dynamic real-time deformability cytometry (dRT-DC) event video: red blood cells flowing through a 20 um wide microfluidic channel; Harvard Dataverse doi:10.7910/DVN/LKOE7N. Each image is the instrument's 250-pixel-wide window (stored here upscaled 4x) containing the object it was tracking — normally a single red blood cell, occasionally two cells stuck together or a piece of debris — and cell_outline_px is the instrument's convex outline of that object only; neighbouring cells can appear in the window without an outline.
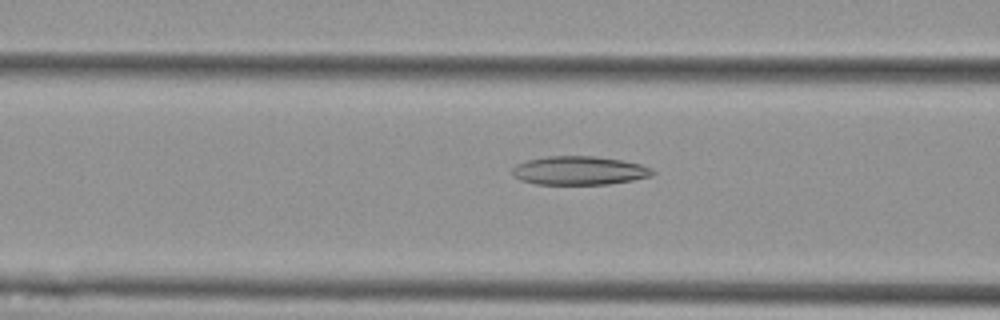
{"species": "Egyptian fruit bat (a non-hibernating species)", "species_latin": "Rousettus aegyptiacus", "temperature_condition": "cold", "stored_images_in_passage": 55, "camera_frame_rate_fps": 3000, "um_per_image_px": 0.085, "animal": {"sex": "female"}, "frame": {"image": 1, "passage_image": 21, "time_ms": 6.667, "image_size_px": [1000, 320], "cell_outline_px": [[656, 172], [652, 176], [632, 180], [608, 184], [536, 184], [520, 180], [512, 176], [512, 168], [516, 164], [528, 160], [548, 156], [596, 156], [620, 160], [640, 164], [652, 168]], "centroid_in_image_um": [49.23, 14.5], "position_along_channel_um": 117.4, "area_um2": 23.47}}
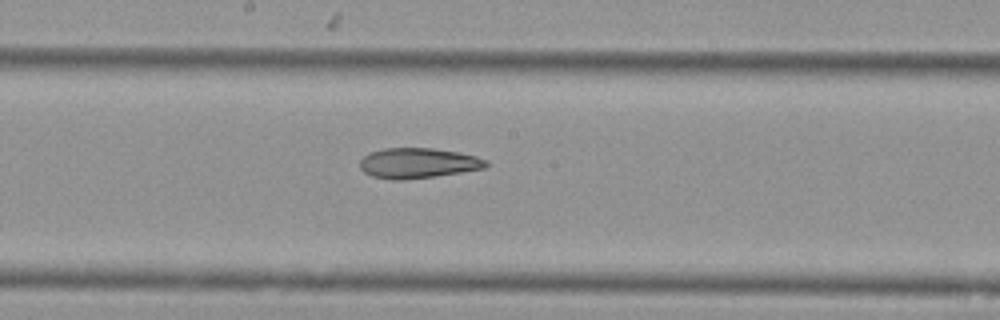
{"frame": {"image": 2, "passage_image": 29, "time_ms": 9.333, "image_size_px": [1000, 320], "cell_outline_px": [[488, 164], [484, 168], [460, 172], [404, 180], [392, 180], [372, 176], [364, 172], [360, 168], [360, 160], [364, 156], [372, 152], [384, 148], [432, 148], [460, 152], [476, 156], [488, 160]], "centroid_in_image_um": [35.53, 13.86], "position_along_channel_um": 212.7, "area_um2": 22.14}}
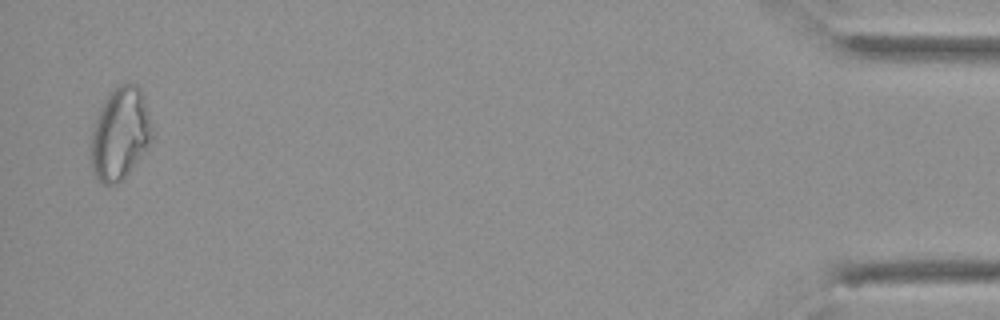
{"frame": {"image": 3, "passage_image": 54, "time_ms": 17.667, "image_size_px": [1000, 320], "cell_outline_px": [[152, 136], [148, 144], [140, 156], [128, 172], [120, 180], [112, 184], [104, 184], [92, 172], [88, 148], [92, 128], [100, 108], [104, 100], [112, 88], [120, 84], [136, 84], [140, 88], [144, 96], [152, 124]], "centroid_in_image_um": [10.16, 11.33], "position_along_channel_um": 425.0, "area_um2": 32.89}, "authors_computed_cell_mechanics": {"area_um2": 26.7036, "velocity_mm_per_s": 3.5751, "shape_relaxation_time_tau1_ms": null, "shape_relaxation_time_tau2_ms": 8.2536, "deformation_change_tau1": null, "deformation_change_tau2": 0.1658}}